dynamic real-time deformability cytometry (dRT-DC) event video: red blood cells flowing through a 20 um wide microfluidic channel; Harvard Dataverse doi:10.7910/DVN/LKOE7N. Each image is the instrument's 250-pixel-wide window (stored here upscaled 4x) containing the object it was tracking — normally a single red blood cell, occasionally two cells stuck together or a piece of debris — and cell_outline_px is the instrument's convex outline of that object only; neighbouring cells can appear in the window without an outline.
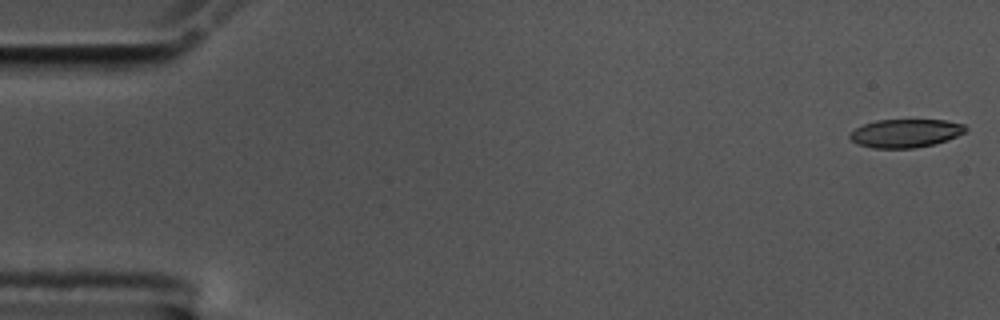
{"species": "common noctule bat (a hibernating species)", "species_latin": "Nyctalus noctula", "temperature_condition": "cold", "stored_images_in_passage": 57, "camera_frame_rate_fps": 3000, "um_per_image_px": 0.085, "animal": {"sex": "male", "body_mass_g": 17.5, "forearm_length_mm": 52.3}, "frame": {"image": 1, "passage_image": 1, "time_ms": 0.0, "image_size_px": [1000, 320], "cell_outline_px": [[968, 128], [964, 132], [956, 136], [932, 144], [912, 148], [872, 148], [856, 144], [848, 136], [848, 132], [864, 124], [876, 120], [944, 120], [964, 124]], "centroid_in_image_um": [76.91, 11.32], "position_along_channel_um": 8.1, "area_um2": 19.02}}
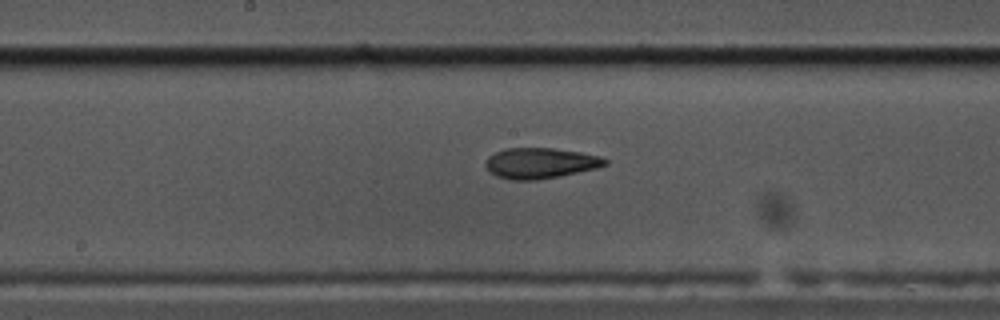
{"frame": {"image": 2, "passage_image": 29, "time_ms": 9.333, "image_size_px": [1000, 320], "cell_outline_px": [[608, 164], [596, 168], [560, 176], [536, 180], [512, 180], [496, 176], [484, 164], [488, 156], [504, 148], [552, 148], [580, 152], [600, 156], [608, 160]], "centroid_in_image_um": [45.93, 13.86], "position_along_channel_um": 202.3, "area_um2": 21.27}}
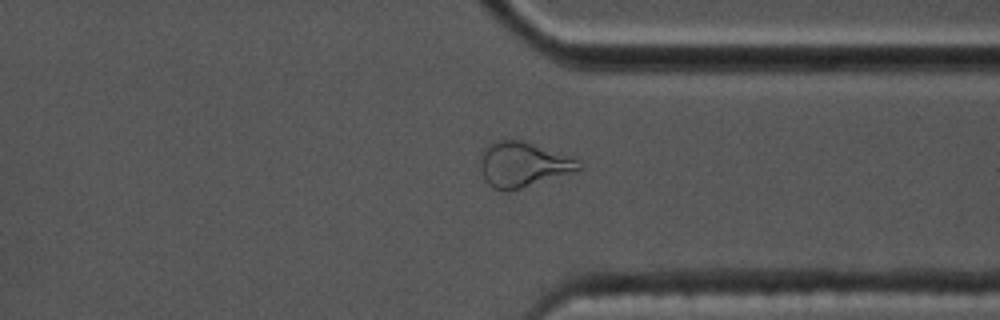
{"frame": {"image": 3, "passage_image": 43, "time_ms": 14.0, "image_size_px": [1000, 320], "cell_outline_px": [[584, 168], [572, 172], [508, 192], [492, 188], [484, 180], [480, 168], [480, 152], [492, 140], [524, 140], [580, 160]], "centroid_in_image_um": [44.41, 13.97], "position_along_channel_um": 367.0, "area_um2": 26.07}, "authors_computed_cell_mechanics": {"area_um2": 21.2704, "velocity_mm_per_s": 3.5425, "shape_relaxation_time_tau1_ms": 9.3638, "shape_relaxation_time_tau2_ms": 3.6693, "deformation_change_tau1": 0.2509, "deformation_change_tau2": 0.1304}}